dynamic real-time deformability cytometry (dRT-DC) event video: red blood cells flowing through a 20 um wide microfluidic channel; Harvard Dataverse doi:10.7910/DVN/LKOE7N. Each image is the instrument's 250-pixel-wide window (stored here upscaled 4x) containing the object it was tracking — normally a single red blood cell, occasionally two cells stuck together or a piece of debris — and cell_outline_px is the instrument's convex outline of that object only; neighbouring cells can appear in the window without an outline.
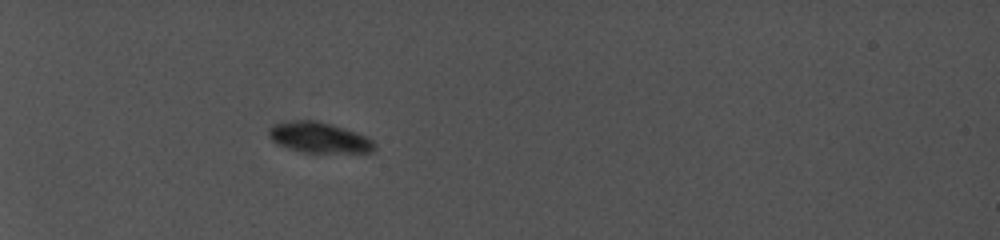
{"species": "common noctule bat (a hibernating species)", "species_latin": "Nyctalus noctula", "temperature_condition": "cold", "stored_images_in_passage": 48, "camera_frame_rate_fps": 5000, "um_per_image_px": 0.085, "animal": {"sex": "female", "body_mass_g": 19.0, "forearm_length_mm": 56.7}, "frame": {"image": 1, "passage_image": 1, "time_ms": 0.0, "image_size_px": [1000, 240], "cell_outline_px": [[376, 148], [372, 152], [304, 152], [288, 148], [276, 144], [268, 136], [268, 128], [272, 124], [288, 120], [316, 120], [344, 128], [364, 136], [372, 140], [376, 144]], "centroid_in_image_um": [27.06, 11.68], "position_along_channel_um": 57.9, "area_um2": 18.84}}
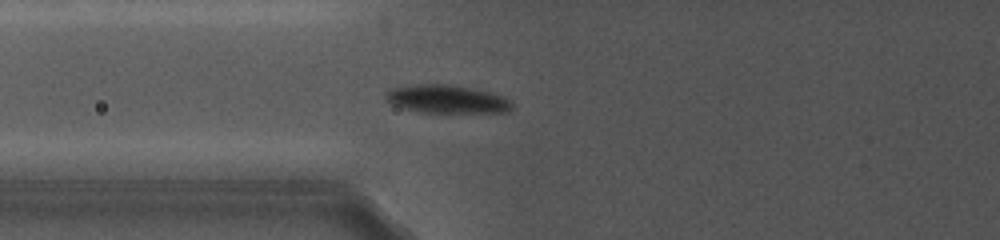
{"frame": {"image": 2, "passage_image": 11, "time_ms": 2.0, "image_size_px": [1000, 240], "cell_outline_px": [[512, 108], [508, 112], [420, 112], [404, 108], [392, 104], [384, 100], [384, 92], [392, 88], [412, 84], [444, 84], [472, 88], [504, 96], [512, 104]], "centroid_in_image_um": [37.92, 8.42], "position_along_channel_um": 87.9, "area_um2": 20.69}}
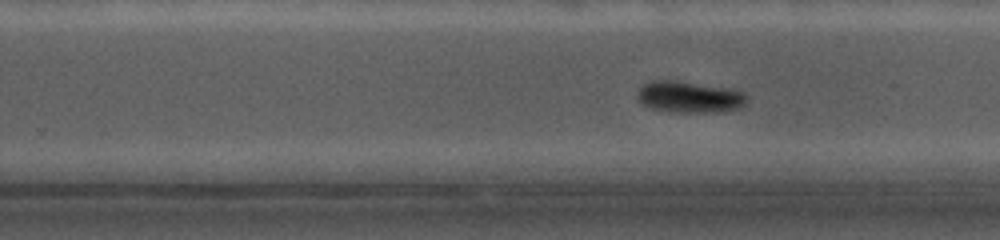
{"frame": {"image": 3, "passage_image": 43, "time_ms": 6.8, "image_size_px": [1000, 240], "cell_outline_px": [[748, 100], [740, 108], [720, 112], [672, 112], [652, 108], [644, 104], [636, 96], [636, 92], [644, 84], [652, 80], [676, 80], [732, 88], [744, 92], [748, 96]], "centroid_in_image_um": [58.64, 8.23], "position_along_channel_um": 271.2, "area_um2": 20.35}}